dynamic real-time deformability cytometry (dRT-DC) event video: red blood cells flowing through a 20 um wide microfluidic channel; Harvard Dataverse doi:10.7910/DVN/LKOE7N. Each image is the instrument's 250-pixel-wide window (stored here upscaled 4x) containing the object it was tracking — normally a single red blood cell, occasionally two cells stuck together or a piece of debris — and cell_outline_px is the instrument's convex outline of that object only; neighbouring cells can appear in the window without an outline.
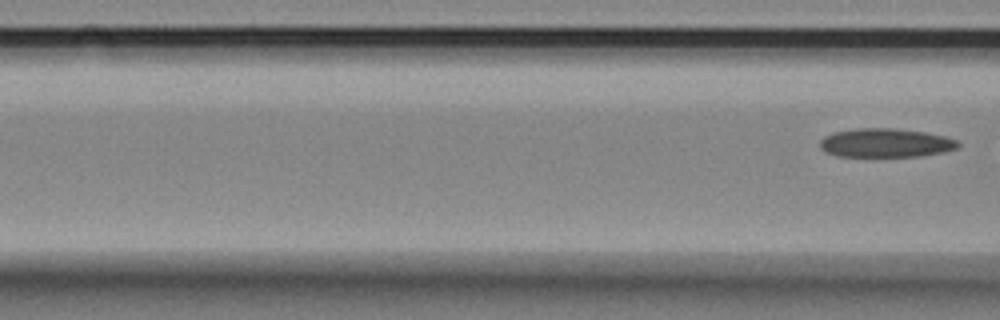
{"species": "Egyptian fruit bat (a non-hibernating species)", "species_latin": "Rousettus aegyptiacus", "temperature_condition": "room temperature", "stored_images_in_passage": 8, "segment_of_instrument_passage": [2, 2], "camera_frame_rate_fps": 3000, "um_per_image_px": 0.085, "animal": {"sex": "female"}, "frame": {"image": 1, "passage_image": 8, "time_ms": 8.667, "image_size_px": [1000, 320], "cell_outline_px": [[960, 144], [956, 148], [944, 152], [920, 156], [836, 156], [820, 148], [820, 140], [824, 136], [832, 132], [856, 128], [892, 128], [924, 132], [944, 136], [956, 140]], "centroid_in_image_um": [75.25, 12.14], "position_along_channel_um": 91.3, "area_um2": 23.12}}